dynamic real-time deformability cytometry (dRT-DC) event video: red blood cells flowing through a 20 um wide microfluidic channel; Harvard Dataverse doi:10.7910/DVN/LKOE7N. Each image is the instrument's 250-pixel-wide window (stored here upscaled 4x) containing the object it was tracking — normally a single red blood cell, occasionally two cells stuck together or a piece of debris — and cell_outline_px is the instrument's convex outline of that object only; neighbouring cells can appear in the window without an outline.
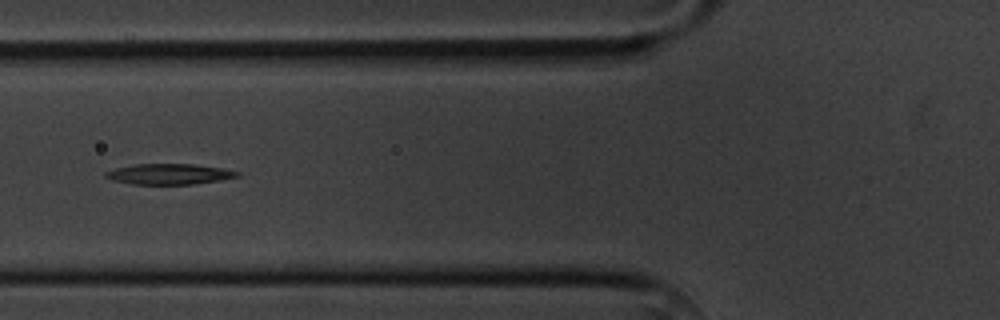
{"species": "common noctule bat (a hibernating species)", "species_latin": "Nyctalus noctula", "temperature_condition": "cold", "stored_images_in_passage": 8, "camera_frame_rate_fps": 3000, "um_per_image_px": 0.085, "animal": {"sex": "male", "body_mass_g": 20.1, "forearm_length_mm": 53.5}, "frame": {"image": 1, "passage_image": 5, "time_ms": 4.667, "image_size_px": [1000, 320], "cell_outline_px": [[240, 176], [220, 180], [192, 184], [132, 184], [112, 180], [104, 176], [104, 172], [116, 168], [136, 164], [192, 164], [220, 168], [240, 172]], "centroid_in_image_um": [14.35, 14.8], "position_along_channel_um": 111.4, "area_um2": 15.66}}
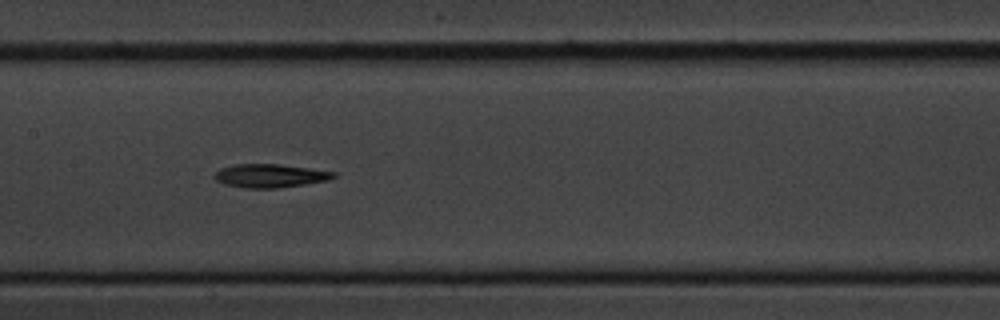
{"frame": {"image": 2, "passage_image": 7, "time_ms": 6.667, "image_size_px": [1000, 320], "cell_outline_px": [[336, 176], [328, 180], [304, 184], [276, 188], [244, 188], [224, 184], [216, 180], [212, 176], [220, 168], [236, 164], [280, 164], [336, 172]], "centroid_in_image_um": [22.92, 14.94], "position_along_channel_um": 184.5, "area_um2": 16.24}}
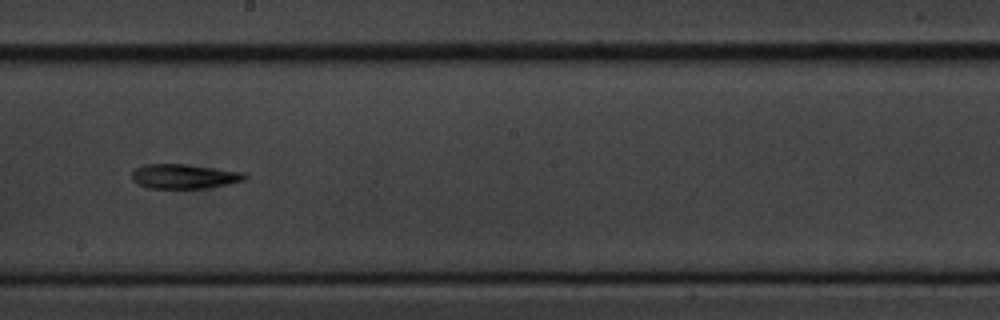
{"frame": {"image": 3, "passage_image": 8, "time_ms": 8.0, "image_size_px": [1000, 320], "cell_outline_px": [[248, 176], [244, 180], [228, 184], [208, 188], [148, 188], [132, 180], [132, 172], [136, 168], [144, 164], [184, 164], [244, 172]], "centroid_in_image_um": [15.66, 14.99], "position_along_channel_um": 232.5, "area_um2": 16.07}}